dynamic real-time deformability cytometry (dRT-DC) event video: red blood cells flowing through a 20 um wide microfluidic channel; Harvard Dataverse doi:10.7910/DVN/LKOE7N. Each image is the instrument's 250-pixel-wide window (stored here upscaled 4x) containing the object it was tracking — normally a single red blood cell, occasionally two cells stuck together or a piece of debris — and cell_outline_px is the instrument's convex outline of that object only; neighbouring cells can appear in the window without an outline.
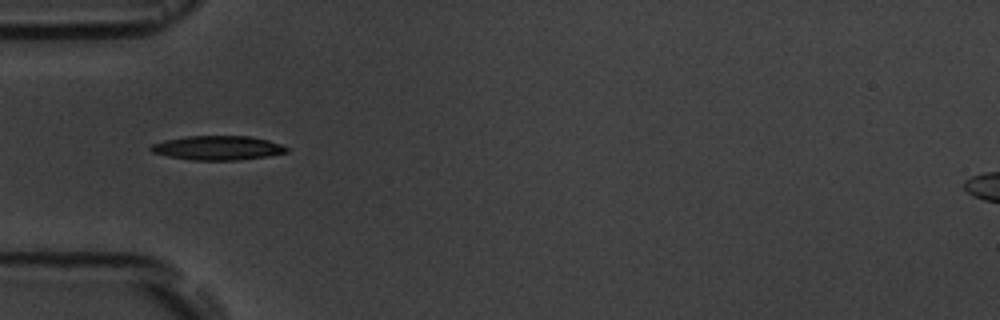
{"species": "common noctule bat (a hibernating species)", "species_latin": "Nyctalus noctula", "temperature_condition": "room temperature", "stored_images_in_passage": 5, "camera_frame_rate_fps": 3000, "um_per_image_px": 0.085, "animal": {"sex": "male", "body_mass_g": 19.5, "forearm_length_mm": 54.6}, "frame": {"image": 1, "passage_image": 1, "time_ms": 0.0, "image_size_px": [1000, 320], "cell_outline_px": [[288, 152], [268, 156], [240, 160], [192, 160], [168, 156], [152, 152], [148, 148], [152, 144], [164, 140], [188, 136], [252, 136], [268, 140], [280, 144], [288, 148]], "centroid_in_image_um": [18.51, 12.57], "position_along_channel_um": 66.5, "area_um2": 19.19}}
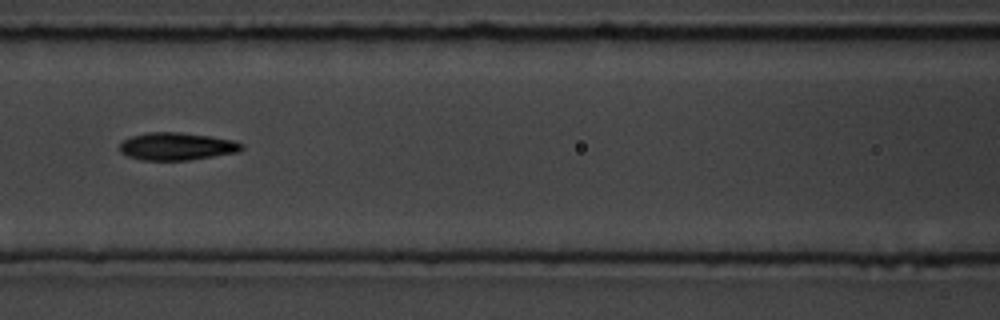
{"frame": {"image": 2, "passage_image": 3, "time_ms": 2.333, "image_size_px": [1000, 320], "cell_outline_px": [[244, 148], [236, 152], [188, 160], [140, 160], [128, 156], [120, 152], [120, 144], [124, 140], [132, 136], [148, 132], [180, 132], [208, 136], [232, 140], [244, 144]], "centroid_in_image_um": [15.0, 12.44], "position_along_channel_um": 151.6, "area_um2": 19.42}}
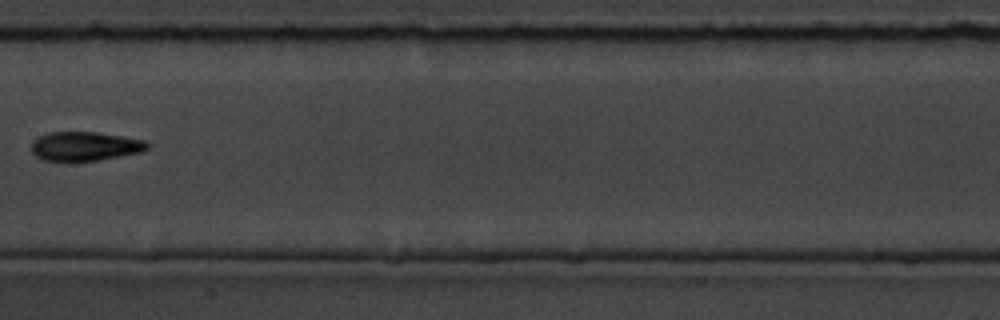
{"frame": {"image": 3, "passage_image": 4, "time_ms": 3.667, "image_size_px": [1000, 320], "cell_outline_px": [[148, 148], [140, 152], [120, 156], [96, 160], [44, 160], [36, 156], [32, 152], [32, 140], [48, 132], [96, 132], [144, 140], [148, 144]], "centroid_in_image_um": [7.19, 12.42], "position_along_channel_um": 200.2, "area_um2": 19.25}}